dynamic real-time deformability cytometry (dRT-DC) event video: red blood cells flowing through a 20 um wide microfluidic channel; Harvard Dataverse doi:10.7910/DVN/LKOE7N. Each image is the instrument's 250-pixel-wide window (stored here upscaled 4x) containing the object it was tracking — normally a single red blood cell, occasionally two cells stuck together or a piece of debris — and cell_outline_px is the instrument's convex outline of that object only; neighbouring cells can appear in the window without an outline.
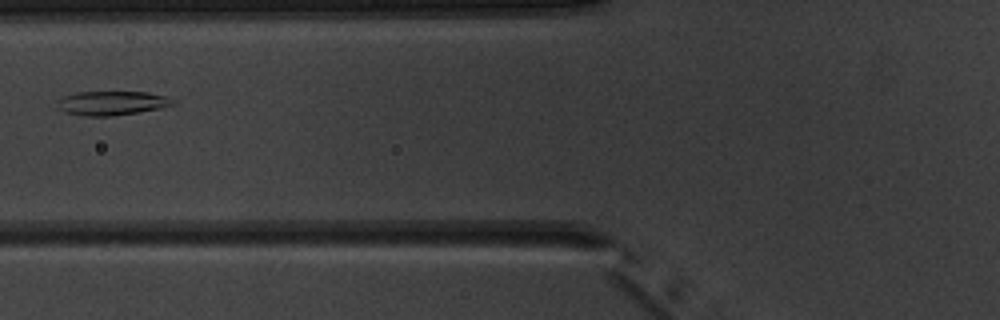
{"species": "common noctule bat (a hibernating species)", "species_latin": "Nyctalus noctula", "temperature_condition": "warm", "stored_images_in_passage": 8, "camera_frame_rate_fps": 3000, "um_per_image_px": 0.085, "animal": {"sex": "male", "body_mass_g": 20.1, "forearm_length_mm": 53.5}, "frame": {"image": 1, "passage_image": 7, "time_ms": 7.0, "image_size_px": [1000, 320], "cell_outline_px": [[176, 104], [160, 108], [112, 116], [84, 116], [68, 112], [60, 108], [56, 104], [56, 100], [64, 96], [76, 92], [148, 92], [168, 96], [176, 100]], "centroid_in_image_um": [9.55, 8.75], "position_along_channel_um": 116.3, "area_um2": 16.24}}
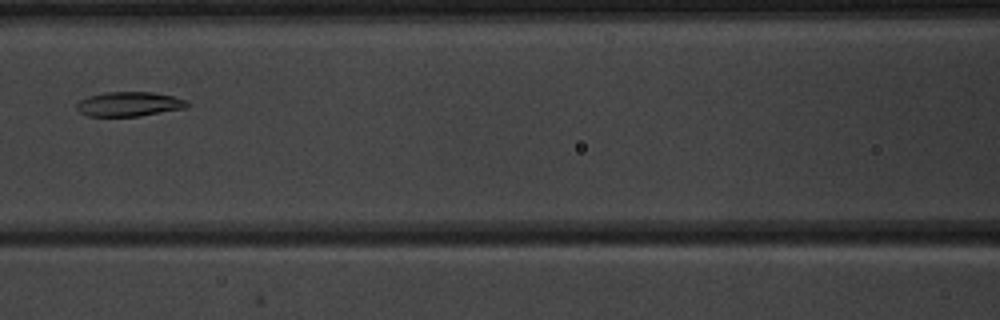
{"frame": {"image": 2, "passage_image": 8, "time_ms": 8.0, "image_size_px": [1000, 320], "cell_outline_px": [[192, 104], [188, 108], [140, 116], [88, 116], [80, 112], [76, 108], [76, 104], [80, 100], [88, 96], [104, 92], [152, 92], [172, 96], [188, 100]], "centroid_in_image_um": [11.03, 8.85], "position_along_channel_um": 155.6, "area_um2": 16.01}}